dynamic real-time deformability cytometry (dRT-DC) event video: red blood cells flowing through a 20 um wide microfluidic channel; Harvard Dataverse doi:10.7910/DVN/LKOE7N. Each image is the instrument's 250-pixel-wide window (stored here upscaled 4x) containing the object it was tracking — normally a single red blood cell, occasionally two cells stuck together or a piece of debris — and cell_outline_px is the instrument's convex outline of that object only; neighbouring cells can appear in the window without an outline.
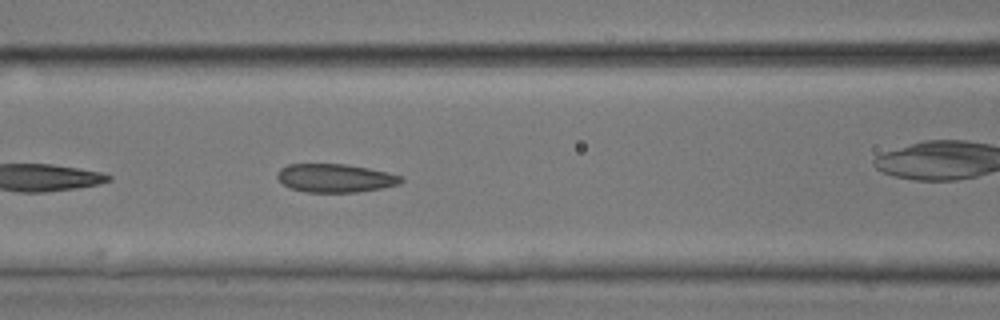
{"species": "common noctule bat (a hibernating species)", "species_latin": "Nyctalus noctula", "temperature_condition": "room temperature", "stored_images_in_passage": 16, "camera_frame_rate_fps": 3000, "um_per_image_px": 0.085, "animal": {"sex": "male", "body_mass_g": 17.9, "forearm_length_mm": 54.2}, "frame": {"image": 1, "passage_image": 8, "time_ms": 2.333, "image_size_px": [1000, 320], "cell_outline_px": [[404, 180], [400, 184], [380, 188], [356, 192], [304, 192], [292, 188], [284, 184], [276, 176], [280, 168], [288, 164], [344, 164], [368, 168], [388, 172], [404, 176]], "centroid_in_image_um": [28.52, 15.13], "position_along_channel_um": 138.1, "area_um2": 20.46}}